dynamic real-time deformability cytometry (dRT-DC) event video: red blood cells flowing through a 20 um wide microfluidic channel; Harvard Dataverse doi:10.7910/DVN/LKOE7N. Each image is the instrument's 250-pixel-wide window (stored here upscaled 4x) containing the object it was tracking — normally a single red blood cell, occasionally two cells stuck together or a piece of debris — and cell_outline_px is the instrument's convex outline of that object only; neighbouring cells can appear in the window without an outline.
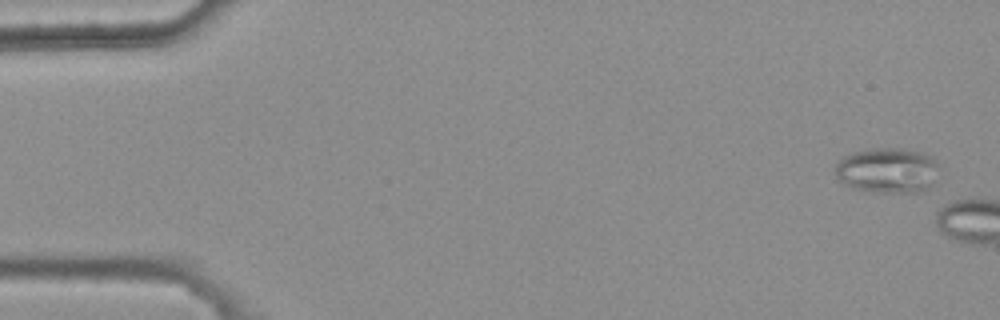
{"species": "common noctule bat (a hibernating species)", "species_latin": "Nyctalus noctula", "temperature_condition": "warm", "stored_images_in_passage": 5, "camera_frame_rate_fps": 3000, "um_per_image_px": 0.085, "animal": {"sex": "female", "body_mass_g": 25.1}, "frame": {"image": 1, "passage_image": 1, "time_ms": 0.0, "image_size_px": [1000, 320], "cell_outline_px": [[936, 164], [932, 184], [928, 188], [920, 192], [880, 192], [852, 188], [844, 184], [836, 176], [836, 164], [844, 156], [852, 152], [872, 148], [900, 148], [920, 152], [932, 156], [936, 160]], "centroid_in_image_um": [75.4, 14.47], "position_along_channel_um": 9.6, "area_um2": 27.11}}